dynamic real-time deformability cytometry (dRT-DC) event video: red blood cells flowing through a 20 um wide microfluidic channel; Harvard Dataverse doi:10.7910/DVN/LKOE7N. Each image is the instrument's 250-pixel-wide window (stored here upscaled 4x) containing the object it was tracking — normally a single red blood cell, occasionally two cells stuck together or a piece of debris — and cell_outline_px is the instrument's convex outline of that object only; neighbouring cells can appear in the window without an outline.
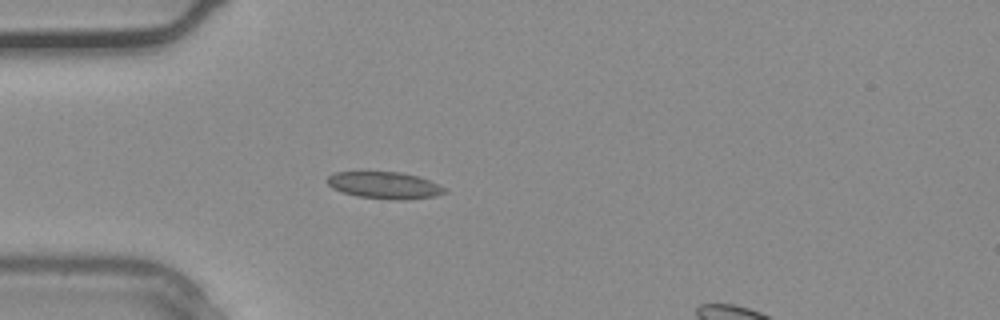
{"species": "common noctule bat (a hibernating species)", "species_latin": "Nyctalus noctula", "temperature_condition": "warm", "stored_images_in_passage": 29, "camera_frame_rate_fps": 3000, "um_per_image_px": 0.085, "animal": {"sex": "male", "body_mass_g": 20.4}, "frame": {"image": 1, "passage_image": 5, "time_ms": 1.333, "image_size_px": [1000, 320], "cell_outline_px": [[448, 192], [436, 196], [404, 200], [396, 200], [356, 196], [332, 188], [328, 184], [328, 176], [336, 172], [400, 172], [416, 176], [440, 184], [448, 188]], "centroid_in_image_um": [32.75, 15.76], "position_along_channel_um": 52.3, "area_um2": 18.38}}